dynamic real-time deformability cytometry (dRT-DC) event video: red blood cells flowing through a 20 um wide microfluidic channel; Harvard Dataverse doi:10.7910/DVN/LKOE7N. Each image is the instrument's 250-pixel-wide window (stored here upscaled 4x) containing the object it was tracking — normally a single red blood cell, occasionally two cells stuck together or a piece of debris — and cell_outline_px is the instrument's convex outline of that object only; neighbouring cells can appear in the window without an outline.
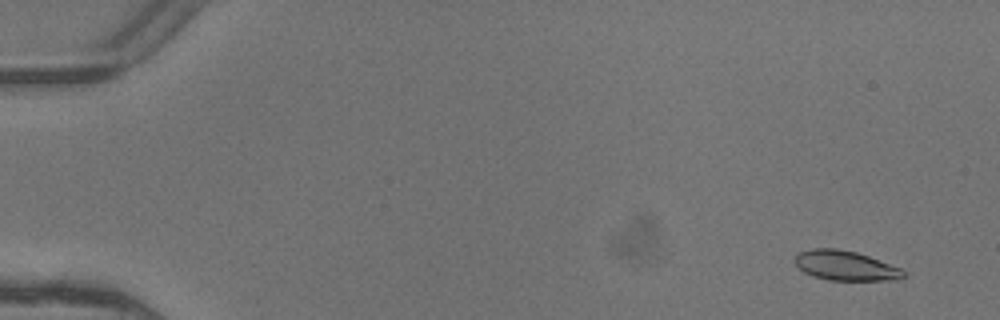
{"species": "common noctule bat (a hibernating species)", "species_latin": "Nyctalus noctula", "temperature_condition": "warm", "stored_images_in_passage": 6, "camera_frame_rate_fps": 3000, "um_per_image_px": 0.085, "animal": {"sex": "female"}, "frame": {"image": 1, "passage_image": 1, "time_ms": 0.0, "image_size_px": [1000, 320], "cell_outline_px": [[904, 276], [900, 280], [828, 280], [812, 276], [804, 272], [792, 260], [800, 252], [812, 248], [836, 248], [856, 252], [868, 256], [900, 268], [904, 272]], "centroid_in_image_um": [71.83, 22.58], "position_along_channel_um": 13.2, "area_um2": 18.73}}
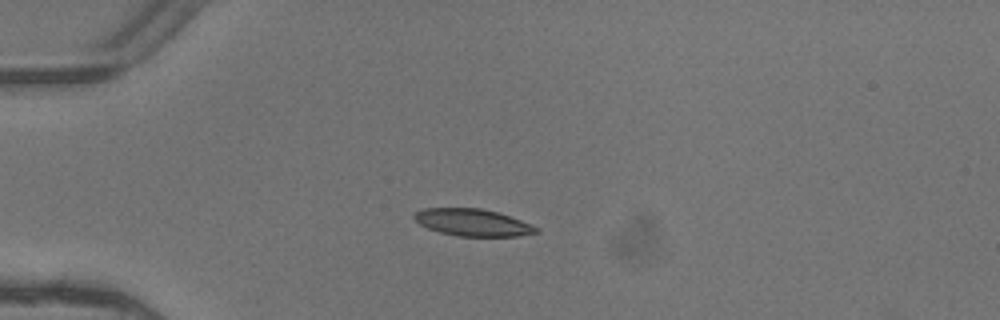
{"frame": {"image": 2, "passage_image": 4, "time_ms": 1.0, "image_size_px": [1000, 320], "cell_outline_px": [[540, 232], [520, 236], [460, 236], [440, 232], [428, 228], [420, 224], [412, 216], [416, 212], [424, 208], [480, 208], [496, 212], [532, 224], [540, 228]], "centroid_in_image_um": [40.21, 18.91], "position_along_channel_um": 44.8, "area_um2": 19.13}}
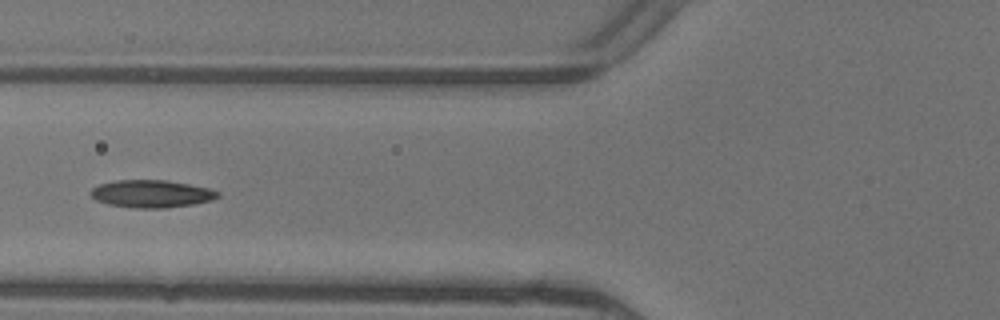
{"frame": {"image": 3, "passage_image": 6, "time_ms": 1.667, "image_size_px": [1000, 320], "cell_outline_px": [[220, 196], [212, 200], [192, 204], [168, 208], [132, 208], [108, 204], [96, 200], [88, 192], [92, 188], [100, 184], [116, 180], [168, 180], [212, 188], [220, 192]], "centroid_in_image_um": [12.9, 16.47], "position_along_channel_um": 112.9, "area_um2": 20.63}}